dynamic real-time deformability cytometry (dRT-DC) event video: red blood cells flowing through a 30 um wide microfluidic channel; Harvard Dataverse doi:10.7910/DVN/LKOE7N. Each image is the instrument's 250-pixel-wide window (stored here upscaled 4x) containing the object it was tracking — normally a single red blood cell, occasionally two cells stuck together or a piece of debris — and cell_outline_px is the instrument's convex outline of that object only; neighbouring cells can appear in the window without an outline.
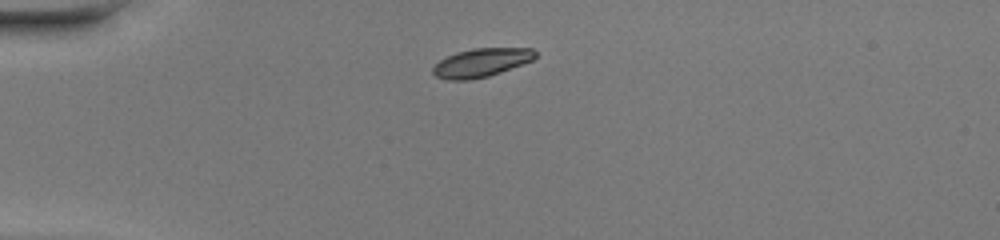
{"species": "common noctule bat (a hibernating species)", "species_latin": "Nyctalus noctula", "temperature_condition": "warm", "stored_images_in_passage": 36, "camera_frame_rate_fps": 3000, "um_per_image_px": 0.085, "animal": {"sex": "female", "body_mass_g": 20.0, "forearm_length_mm": 54.0}, "frame": {"image": 1, "passage_image": 1, "time_ms": 0.0, "image_size_px": [1000, 240], "cell_outline_px": [[536, 56], [532, 60], [500, 72], [488, 76], [468, 80], [448, 80], [436, 76], [432, 72], [432, 68], [440, 60], [456, 52], [472, 48], [532, 48], [536, 52]], "centroid_in_image_um": [40.89, 5.32], "position_along_channel_um": 44.1, "area_um2": 16.88}}
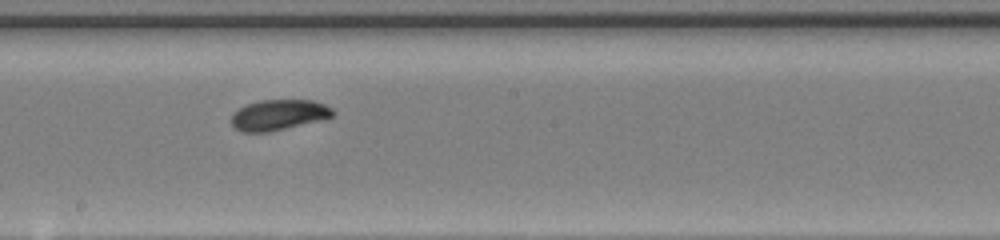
{"frame": {"image": 2, "passage_image": 16, "time_ms": 5.0, "image_size_px": [1000, 240], "cell_outline_px": [[336, 112], [332, 116], [268, 132], [244, 132], [236, 128], [232, 124], [232, 112], [248, 104], [260, 100], [312, 100], [324, 104], [332, 108]], "centroid_in_image_um": [23.66, 9.75], "position_along_channel_um": 224.5, "area_um2": 17.63}}
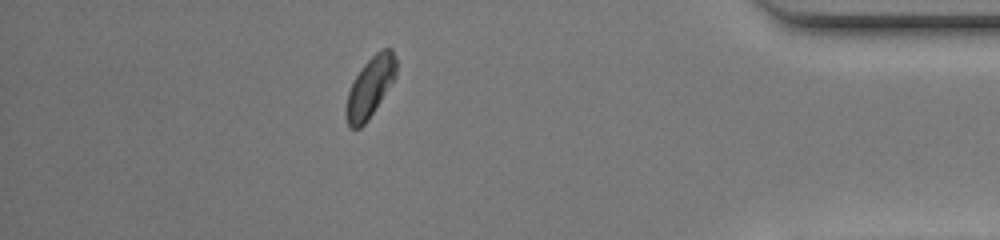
{"frame": {"image": 3, "passage_image": 31, "time_ms": 10.0, "image_size_px": [1000, 240], "cell_outline_px": [[396, 76], [368, 120], [360, 128], [348, 128], [344, 116], [344, 108], [348, 92], [356, 76], [364, 64], [376, 52], [384, 48], [392, 48], [396, 60]], "centroid_in_image_um": [31.43, 7.44], "position_along_channel_um": 403.8, "area_um2": 17.57}, "authors_computed_cell_mechanics": {"area_um2": 17.7735, "velocity_mm_per_s": 4.3043, "shape_relaxation_time_tau1_ms": 3.5263, "shape_relaxation_time_tau2_ms": 2.8204, "deformation_change_tau1": 0.1423, "deformation_change_tau2": 0.0604}}